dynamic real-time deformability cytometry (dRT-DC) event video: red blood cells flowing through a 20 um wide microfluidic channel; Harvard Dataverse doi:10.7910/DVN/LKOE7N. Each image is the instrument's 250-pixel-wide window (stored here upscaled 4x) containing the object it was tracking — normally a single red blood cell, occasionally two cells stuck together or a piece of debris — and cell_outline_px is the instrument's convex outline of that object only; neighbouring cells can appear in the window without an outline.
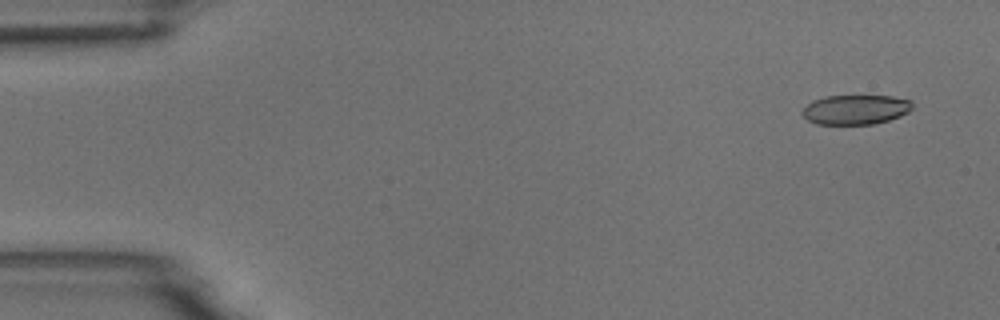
{"species": "common noctule bat (a hibernating species)", "species_latin": "Nyctalus noctula", "temperature_condition": "room temperature", "stored_images_in_passage": 8, "camera_frame_rate_fps": 3000, "um_per_image_px": 0.085, "animal": {"sex": "male", "body_mass_g": 18.8}, "frame": {"image": 1, "passage_image": 1, "time_ms": 0.0, "image_size_px": [1000, 320], "cell_outline_px": [[912, 108], [908, 112], [900, 116], [888, 120], [872, 124], [816, 124], [808, 120], [800, 112], [812, 100], [824, 96], [892, 96], [912, 100]], "centroid_in_image_um": [72.72, 9.31], "position_along_channel_um": 12.3, "area_um2": 19.02}}
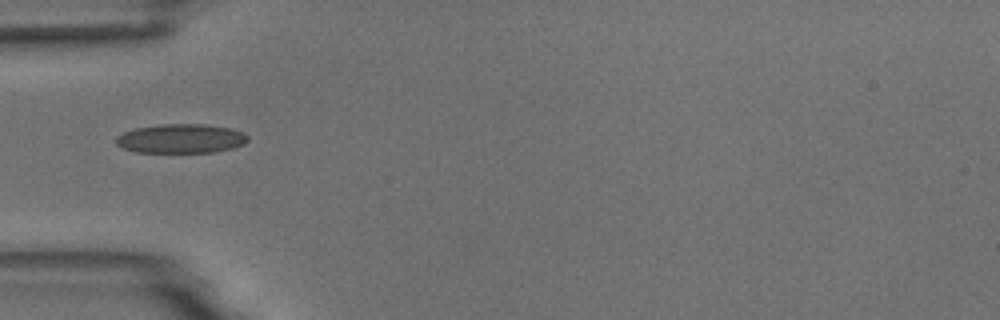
{"frame": {"image": 2, "passage_image": 5, "time_ms": 4.667, "image_size_px": [1000, 320], "cell_outline_px": [[248, 140], [244, 144], [232, 148], [212, 152], [136, 152], [124, 148], [116, 144], [116, 136], [124, 132], [136, 128], [160, 124], [208, 124], [232, 128], [244, 132], [248, 136]], "centroid_in_image_um": [15.41, 11.77], "position_along_channel_um": 69.6, "area_um2": 22.48}}